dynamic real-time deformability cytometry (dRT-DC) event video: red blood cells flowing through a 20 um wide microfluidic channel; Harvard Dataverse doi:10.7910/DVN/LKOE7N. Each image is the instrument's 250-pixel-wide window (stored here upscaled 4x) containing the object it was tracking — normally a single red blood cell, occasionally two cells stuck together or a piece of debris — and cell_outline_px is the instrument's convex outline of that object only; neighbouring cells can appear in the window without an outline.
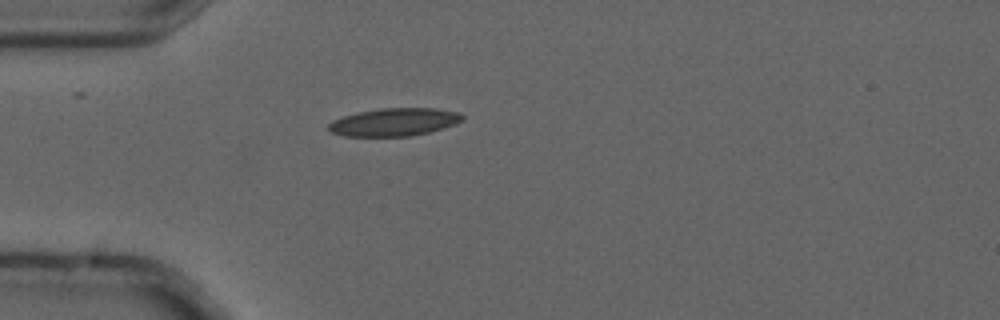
{"species": "common noctule bat (a hibernating species)", "species_latin": "Nyctalus noctula", "temperature_condition": "cold", "stored_images_in_passage": 1, "camera_frame_rate_fps": 3000, "um_per_image_px": 0.085, "animal": {"sex": "male", "forearm_length_mm": 52.5}, "frame": {"image": 1, "passage_image": 1, "time_ms": 0.0, "image_size_px": [1000, 320], "cell_outline_px": [[464, 120], [456, 124], [444, 128], [412, 136], [344, 136], [332, 132], [328, 128], [328, 124], [332, 120], [344, 116], [360, 112], [380, 108], [436, 108], [456, 112], [464, 116]], "centroid_in_image_um": [33.53, 10.37], "position_along_channel_um": 51.5, "area_um2": 21.68}}